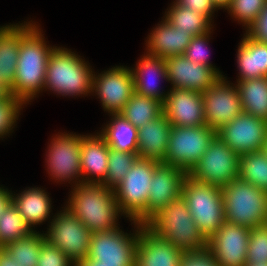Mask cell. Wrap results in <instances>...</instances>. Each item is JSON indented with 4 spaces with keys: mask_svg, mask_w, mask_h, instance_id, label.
Here are the masks:
<instances>
[{
    "mask_svg": "<svg viewBox=\"0 0 267 266\" xmlns=\"http://www.w3.org/2000/svg\"><path fill=\"white\" fill-rule=\"evenodd\" d=\"M70 192L64 206L92 233L120 226L118 221L125 215L116 201L114 189L102 184L82 183L72 187Z\"/></svg>",
    "mask_w": 267,
    "mask_h": 266,
    "instance_id": "cell-1",
    "label": "cell"
},
{
    "mask_svg": "<svg viewBox=\"0 0 267 266\" xmlns=\"http://www.w3.org/2000/svg\"><path fill=\"white\" fill-rule=\"evenodd\" d=\"M42 33L43 30L37 22L20 40L14 88L10 93L22 100L26 106L44 90L47 61L56 47L50 46Z\"/></svg>",
    "mask_w": 267,
    "mask_h": 266,
    "instance_id": "cell-2",
    "label": "cell"
},
{
    "mask_svg": "<svg viewBox=\"0 0 267 266\" xmlns=\"http://www.w3.org/2000/svg\"><path fill=\"white\" fill-rule=\"evenodd\" d=\"M94 72L84 57L69 48L56 46L47 61L44 92L69 98L91 96Z\"/></svg>",
    "mask_w": 267,
    "mask_h": 266,
    "instance_id": "cell-3",
    "label": "cell"
},
{
    "mask_svg": "<svg viewBox=\"0 0 267 266\" xmlns=\"http://www.w3.org/2000/svg\"><path fill=\"white\" fill-rule=\"evenodd\" d=\"M146 224L183 252L208 247V240L194 222L182 195L163 207Z\"/></svg>",
    "mask_w": 267,
    "mask_h": 266,
    "instance_id": "cell-4",
    "label": "cell"
},
{
    "mask_svg": "<svg viewBox=\"0 0 267 266\" xmlns=\"http://www.w3.org/2000/svg\"><path fill=\"white\" fill-rule=\"evenodd\" d=\"M225 221L248 228L266 225L267 192L240 178L222 188Z\"/></svg>",
    "mask_w": 267,
    "mask_h": 266,
    "instance_id": "cell-5",
    "label": "cell"
},
{
    "mask_svg": "<svg viewBox=\"0 0 267 266\" xmlns=\"http://www.w3.org/2000/svg\"><path fill=\"white\" fill-rule=\"evenodd\" d=\"M182 197L197 227L209 240L225 222L222 188L186 176Z\"/></svg>",
    "mask_w": 267,
    "mask_h": 266,
    "instance_id": "cell-6",
    "label": "cell"
},
{
    "mask_svg": "<svg viewBox=\"0 0 267 266\" xmlns=\"http://www.w3.org/2000/svg\"><path fill=\"white\" fill-rule=\"evenodd\" d=\"M160 162L138 158L125 178L114 188L121 212L131 222L147 223V201L155 167Z\"/></svg>",
    "mask_w": 267,
    "mask_h": 266,
    "instance_id": "cell-7",
    "label": "cell"
},
{
    "mask_svg": "<svg viewBox=\"0 0 267 266\" xmlns=\"http://www.w3.org/2000/svg\"><path fill=\"white\" fill-rule=\"evenodd\" d=\"M47 147L45 164L53 182H68L71 188L82 184L81 141L82 134L58 132Z\"/></svg>",
    "mask_w": 267,
    "mask_h": 266,
    "instance_id": "cell-8",
    "label": "cell"
},
{
    "mask_svg": "<svg viewBox=\"0 0 267 266\" xmlns=\"http://www.w3.org/2000/svg\"><path fill=\"white\" fill-rule=\"evenodd\" d=\"M239 165L240 155L216 135L187 175L201 183L223 188L239 178Z\"/></svg>",
    "mask_w": 267,
    "mask_h": 266,
    "instance_id": "cell-9",
    "label": "cell"
},
{
    "mask_svg": "<svg viewBox=\"0 0 267 266\" xmlns=\"http://www.w3.org/2000/svg\"><path fill=\"white\" fill-rule=\"evenodd\" d=\"M129 233L120 227L111 231L91 234L86 258L100 262V265H135V251L142 223L132 220Z\"/></svg>",
    "mask_w": 267,
    "mask_h": 266,
    "instance_id": "cell-10",
    "label": "cell"
},
{
    "mask_svg": "<svg viewBox=\"0 0 267 266\" xmlns=\"http://www.w3.org/2000/svg\"><path fill=\"white\" fill-rule=\"evenodd\" d=\"M45 240L61 250L75 264L88 255L92 232L67 208L52 216Z\"/></svg>",
    "mask_w": 267,
    "mask_h": 266,
    "instance_id": "cell-11",
    "label": "cell"
},
{
    "mask_svg": "<svg viewBox=\"0 0 267 266\" xmlns=\"http://www.w3.org/2000/svg\"><path fill=\"white\" fill-rule=\"evenodd\" d=\"M215 136L216 131L207 125L172 126L166 158L162 163L179 167L188 173L206 152Z\"/></svg>",
    "mask_w": 267,
    "mask_h": 266,
    "instance_id": "cell-12",
    "label": "cell"
},
{
    "mask_svg": "<svg viewBox=\"0 0 267 266\" xmlns=\"http://www.w3.org/2000/svg\"><path fill=\"white\" fill-rule=\"evenodd\" d=\"M135 93L130 67L113 66L100 73L94 72L92 96L99 98L107 114L120 113Z\"/></svg>",
    "mask_w": 267,
    "mask_h": 266,
    "instance_id": "cell-13",
    "label": "cell"
},
{
    "mask_svg": "<svg viewBox=\"0 0 267 266\" xmlns=\"http://www.w3.org/2000/svg\"><path fill=\"white\" fill-rule=\"evenodd\" d=\"M201 94L204 102L205 124L215 131L243 112L238 88L235 83L227 80V76L219 77Z\"/></svg>",
    "mask_w": 267,
    "mask_h": 266,
    "instance_id": "cell-14",
    "label": "cell"
},
{
    "mask_svg": "<svg viewBox=\"0 0 267 266\" xmlns=\"http://www.w3.org/2000/svg\"><path fill=\"white\" fill-rule=\"evenodd\" d=\"M216 135L240 156L261 151L267 135V121L242 112L216 131Z\"/></svg>",
    "mask_w": 267,
    "mask_h": 266,
    "instance_id": "cell-15",
    "label": "cell"
},
{
    "mask_svg": "<svg viewBox=\"0 0 267 266\" xmlns=\"http://www.w3.org/2000/svg\"><path fill=\"white\" fill-rule=\"evenodd\" d=\"M250 228L225 221L208 240V248L219 266H244Z\"/></svg>",
    "mask_w": 267,
    "mask_h": 266,
    "instance_id": "cell-16",
    "label": "cell"
},
{
    "mask_svg": "<svg viewBox=\"0 0 267 266\" xmlns=\"http://www.w3.org/2000/svg\"><path fill=\"white\" fill-rule=\"evenodd\" d=\"M163 113L172 126L195 127L205 124L202 94L188 89L169 88Z\"/></svg>",
    "mask_w": 267,
    "mask_h": 266,
    "instance_id": "cell-17",
    "label": "cell"
},
{
    "mask_svg": "<svg viewBox=\"0 0 267 266\" xmlns=\"http://www.w3.org/2000/svg\"><path fill=\"white\" fill-rule=\"evenodd\" d=\"M165 61L170 88L203 93L220 77L211 67L190 61L184 55L172 56Z\"/></svg>",
    "mask_w": 267,
    "mask_h": 266,
    "instance_id": "cell-18",
    "label": "cell"
},
{
    "mask_svg": "<svg viewBox=\"0 0 267 266\" xmlns=\"http://www.w3.org/2000/svg\"><path fill=\"white\" fill-rule=\"evenodd\" d=\"M187 172L179 167L160 162L154 170L147 201V222L172 200L182 195Z\"/></svg>",
    "mask_w": 267,
    "mask_h": 266,
    "instance_id": "cell-19",
    "label": "cell"
},
{
    "mask_svg": "<svg viewBox=\"0 0 267 266\" xmlns=\"http://www.w3.org/2000/svg\"><path fill=\"white\" fill-rule=\"evenodd\" d=\"M183 251L158 235L147 224L140 227L135 266H179Z\"/></svg>",
    "mask_w": 267,
    "mask_h": 266,
    "instance_id": "cell-20",
    "label": "cell"
},
{
    "mask_svg": "<svg viewBox=\"0 0 267 266\" xmlns=\"http://www.w3.org/2000/svg\"><path fill=\"white\" fill-rule=\"evenodd\" d=\"M35 21L0 26V83L10 92L14 88L20 40L36 25Z\"/></svg>",
    "mask_w": 267,
    "mask_h": 266,
    "instance_id": "cell-21",
    "label": "cell"
},
{
    "mask_svg": "<svg viewBox=\"0 0 267 266\" xmlns=\"http://www.w3.org/2000/svg\"><path fill=\"white\" fill-rule=\"evenodd\" d=\"M130 70L133 76L135 93L159 100L162 103L165 102L169 90L166 92L158 85L163 79L168 82L164 58L144 52V55L142 54L136 65L133 68L131 67Z\"/></svg>",
    "mask_w": 267,
    "mask_h": 266,
    "instance_id": "cell-22",
    "label": "cell"
},
{
    "mask_svg": "<svg viewBox=\"0 0 267 266\" xmlns=\"http://www.w3.org/2000/svg\"><path fill=\"white\" fill-rule=\"evenodd\" d=\"M162 21L151 29L145 40V52L159 58L184 55L191 42L192 36L188 32L176 29L168 20L162 17Z\"/></svg>",
    "mask_w": 267,
    "mask_h": 266,
    "instance_id": "cell-23",
    "label": "cell"
},
{
    "mask_svg": "<svg viewBox=\"0 0 267 266\" xmlns=\"http://www.w3.org/2000/svg\"><path fill=\"white\" fill-rule=\"evenodd\" d=\"M109 149L97 132L82 135L80 164L83 183L101 184L106 179Z\"/></svg>",
    "mask_w": 267,
    "mask_h": 266,
    "instance_id": "cell-24",
    "label": "cell"
},
{
    "mask_svg": "<svg viewBox=\"0 0 267 266\" xmlns=\"http://www.w3.org/2000/svg\"><path fill=\"white\" fill-rule=\"evenodd\" d=\"M172 125L164 113L138 129V156L163 162L166 158Z\"/></svg>",
    "mask_w": 267,
    "mask_h": 266,
    "instance_id": "cell-25",
    "label": "cell"
},
{
    "mask_svg": "<svg viewBox=\"0 0 267 266\" xmlns=\"http://www.w3.org/2000/svg\"><path fill=\"white\" fill-rule=\"evenodd\" d=\"M21 192V193H20ZM19 193L12 192V204L19 211L25 222L36 231L37 225H41L49 219L50 223L52 212V201L49 193L41 187H26ZM34 227V228H33Z\"/></svg>",
    "mask_w": 267,
    "mask_h": 266,
    "instance_id": "cell-26",
    "label": "cell"
},
{
    "mask_svg": "<svg viewBox=\"0 0 267 266\" xmlns=\"http://www.w3.org/2000/svg\"><path fill=\"white\" fill-rule=\"evenodd\" d=\"M237 53L238 79L236 82L267 76V44L248 37L245 33Z\"/></svg>",
    "mask_w": 267,
    "mask_h": 266,
    "instance_id": "cell-27",
    "label": "cell"
},
{
    "mask_svg": "<svg viewBox=\"0 0 267 266\" xmlns=\"http://www.w3.org/2000/svg\"><path fill=\"white\" fill-rule=\"evenodd\" d=\"M110 121L97 133L111 149L127 153H138V129L122 114H108Z\"/></svg>",
    "mask_w": 267,
    "mask_h": 266,
    "instance_id": "cell-28",
    "label": "cell"
},
{
    "mask_svg": "<svg viewBox=\"0 0 267 266\" xmlns=\"http://www.w3.org/2000/svg\"><path fill=\"white\" fill-rule=\"evenodd\" d=\"M242 110L267 121V76L235 82Z\"/></svg>",
    "mask_w": 267,
    "mask_h": 266,
    "instance_id": "cell-29",
    "label": "cell"
},
{
    "mask_svg": "<svg viewBox=\"0 0 267 266\" xmlns=\"http://www.w3.org/2000/svg\"><path fill=\"white\" fill-rule=\"evenodd\" d=\"M166 10L163 17L176 29L188 32L192 37L206 34L214 27L204 15L192 9L183 8L174 1Z\"/></svg>",
    "mask_w": 267,
    "mask_h": 266,
    "instance_id": "cell-30",
    "label": "cell"
},
{
    "mask_svg": "<svg viewBox=\"0 0 267 266\" xmlns=\"http://www.w3.org/2000/svg\"><path fill=\"white\" fill-rule=\"evenodd\" d=\"M137 129L163 114V103L134 93L120 112Z\"/></svg>",
    "mask_w": 267,
    "mask_h": 266,
    "instance_id": "cell-31",
    "label": "cell"
},
{
    "mask_svg": "<svg viewBox=\"0 0 267 266\" xmlns=\"http://www.w3.org/2000/svg\"><path fill=\"white\" fill-rule=\"evenodd\" d=\"M44 232L33 231L3 247L14 258L19 266H36L42 244L45 242Z\"/></svg>",
    "mask_w": 267,
    "mask_h": 266,
    "instance_id": "cell-32",
    "label": "cell"
},
{
    "mask_svg": "<svg viewBox=\"0 0 267 266\" xmlns=\"http://www.w3.org/2000/svg\"><path fill=\"white\" fill-rule=\"evenodd\" d=\"M239 178L267 192V156L262 151L241 155Z\"/></svg>",
    "mask_w": 267,
    "mask_h": 266,
    "instance_id": "cell-33",
    "label": "cell"
},
{
    "mask_svg": "<svg viewBox=\"0 0 267 266\" xmlns=\"http://www.w3.org/2000/svg\"><path fill=\"white\" fill-rule=\"evenodd\" d=\"M31 232L32 229L11 203L0 216V248L28 236Z\"/></svg>",
    "mask_w": 267,
    "mask_h": 266,
    "instance_id": "cell-34",
    "label": "cell"
},
{
    "mask_svg": "<svg viewBox=\"0 0 267 266\" xmlns=\"http://www.w3.org/2000/svg\"><path fill=\"white\" fill-rule=\"evenodd\" d=\"M138 158L136 153H127L110 148L106 179L101 184L114 189L125 178Z\"/></svg>",
    "mask_w": 267,
    "mask_h": 266,
    "instance_id": "cell-35",
    "label": "cell"
},
{
    "mask_svg": "<svg viewBox=\"0 0 267 266\" xmlns=\"http://www.w3.org/2000/svg\"><path fill=\"white\" fill-rule=\"evenodd\" d=\"M25 105L22 100L11 93L0 99V138L2 140L14 132Z\"/></svg>",
    "mask_w": 267,
    "mask_h": 266,
    "instance_id": "cell-36",
    "label": "cell"
},
{
    "mask_svg": "<svg viewBox=\"0 0 267 266\" xmlns=\"http://www.w3.org/2000/svg\"><path fill=\"white\" fill-rule=\"evenodd\" d=\"M267 0H231L225 9L246 30L260 14Z\"/></svg>",
    "mask_w": 267,
    "mask_h": 266,
    "instance_id": "cell-37",
    "label": "cell"
},
{
    "mask_svg": "<svg viewBox=\"0 0 267 266\" xmlns=\"http://www.w3.org/2000/svg\"><path fill=\"white\" fill-rule=\"evenodd\" d=\"M212 31L213 29L206 34L192 37L191 42L184 52V56L190 61L211 67L221 77L225 76L222 74L223 72H221L219 68L214 66L209 60L210 52H208V45Z\"/></svg>",
    "mask_w": 267,
    "mask_h": 266,
    "instance_id": "cell-38",
    "label": "cell"
},
{
    "mask_svg": "<svg viewBox=\"0 0 267 266\" xmlns=\"http://www.w3.org/2000/svg\"><path fill=\"white\" fill-rule=\"evenodd\" d=\"M267 263V225L250 228L247 263Z\"/></svg>",
    "mask_w": 267,
    "mask_h": 266,
    "instance_id": "cell-39",
    "label": "cell"
},
{
    "mask_svg": "<svg viewBox=\"0 0 267 266\" xmlns=\"http://www.w3.org/2000/svg\"><path fill=\"white\" fill-rule=\"evenodd\" d=\"M36 266H75V264L61 250L45 241L41 246Z\"/></svg>",
    "mask_w": 267,
    "mask_h": 266,
    "instance_id": "cell-40",
    "label": "cell"
},
{
    "mask_svg": "<svg viewBox=\"0 0 267 266\" xmlns=\"http://www.w3.org/2000/svg\"><path fill=\"white\" fill-rule=\"evenodd\" d=\"M179 266H219L211 250L206 247L199 251L183 252Z\"/></svg>",
    "mask_w": 267,
    "mask_h": 266,
    "instance_id": "cell-41",
    "label": "cell"
},
{
    "mask_svg": "<svg viewBox=\"0 0 267 266\" xmlns=\"http://www.w3.org/2000/svg\"><path fill=\"white\" fill-rule=\"evenodd\" d=\"M174 2L183 8H189L204 15L211 23L214 21L215 12L219 10L212 0H174Z\"/></svg>",
    "mask_w": 267,
    "mask_h": 266,
    "instance_id": "cell-42",
    "label": "cell"
},
{
    "mask_svg": "<svg viewBox=\"0 0 267 266\" xmlns=\"http://www.w3.org/2000/svg\"><path fill=\"white\" fill-rule=\"evenodd\" d=\"M245 34L267 44V1L256 20L245 30Z\"/></svg>",
    "mask_w": 267,
    "mask_h": 266,
    "instance_id": "cell-43",
    "label": "cell"
},
{
    "mask_svg": "<svg viewBox=\"0 0 267 266\" xmlns=\"http://www.w3.org/2000/svg\"><path fill=\"white\" fill-rule=\"evenodd\" d=\"M12 203V191L0 185V216Z\"/></svg>",
    "mask_w": 267,
    "mask_h": 266,
    "instance_id": "cell-44",
    "label": "cell"
},
{
    "mask_svg": "<svg viewBox=\"0 0 267 266\" xmlns=\"http://www.w3.org/2000/svg\"><path fill=\"white\" fill-rule=\"evenodd\" d=\"M0 266H19L14 258L10 256L3 248H0Z\"/></svg>",
    "mask_w": 267,
    "mask_h": 266,
    "instance_id": "cell-45",
    "label": "cell"
},
{
    "mask_svg": "<svg viewBox=\"0 0 267 266\" xmlns=\"http://www.w3.org/2000/svg\"><path fill=\"white\" fill-rule=\"evenodd\" d=\"M75 266H135V265H100V262L85 258L75 263Z\"/></svg>",
    "mask_w": 267,
    "mask_h": 266,
    "instance_id": "cell-46",
    "label": "cell"
},
{
    "mask_svg": "<svg viewBox=\"0 0 267 266\" xmlns=\"http://www.w3.org/2000/svg\"><path fill=\"white\" fill-rule=\"evenodd\" d=\"M212 1L218 9H224V10L229 6L231 2V0H212Z\"/></svg>",
    "mask_w": 267,
    "mask_h": 266,
    "instance_id": "cell-47",
    "label": "cell"
},
{
    "mask_svg": "<svg viewBox=\"0 0 267 266\" xmlns=\"http://www.w3.org/2000/svg\"><path fill=\"white\" fill-rule=\"evenodd\" d=\"M10 94V91L0 83V99L5 98Z\"/></svg>",
    "mask_w": 267,
    "mask_h": 266,
    "instance_id": "cell-48",
    "label": "cell"
},
{
    "mask_svg": "<svg viewBox=\"0 0 267 266\" xmlns=\"http://www.w3.org/2000/svg\"><path fill=\"white\" fill-rule=\"evenodd\" d=\"M244 266H267V263H246Z\"/></svg>",
    "mask_w": 267,
    "mask_h": 266,
    "instance_id": "cell-49",
    "label": "cell"
},
{
    "mask_svg": "<svg viewBox=\"0 0 267 266\" xmlns=\"http://www.w3.org/2000/svg\"><path fill=\"white\" fill-rule=\"evenodd\" d=\"M261 151L267 156V135H266V140Z\"/></svg>",
    "mask_w": 267,
    "mask_h": 266,
    "instance_id": "cell-50",
    "label": "cell"
}]
</instances>
